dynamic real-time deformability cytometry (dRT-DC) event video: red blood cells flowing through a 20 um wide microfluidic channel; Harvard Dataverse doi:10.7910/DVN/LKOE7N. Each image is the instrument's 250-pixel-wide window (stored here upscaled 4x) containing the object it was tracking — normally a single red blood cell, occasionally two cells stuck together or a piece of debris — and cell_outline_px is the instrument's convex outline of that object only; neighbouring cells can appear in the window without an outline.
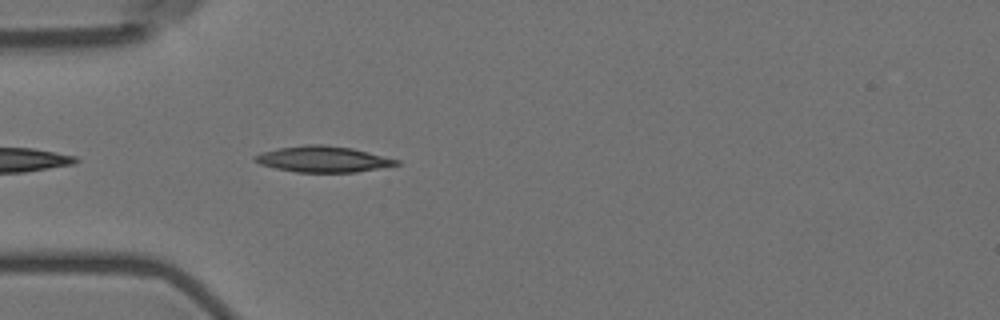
{"species": "Egyptian fruit bat (a non-hibernating species)", "species_latin": "Rousettus aegyptiacus", "temperature_condition": "room temperature", "stored_images_in_passage": 5, "camera_frame_rate_fps": 3000, "um_per_image_px": 0.085, "animal": {"sex": "female"}, "frame": {"image": 1, "passage_image": 5, "time_ms": 4.667, "image_size_px": [1000, 320], "cell_outline_px": [[400, 164], [356, 172], [296, 172], [276, 168], [260, 164], [252, 160], [252, 156], [260, 152], [280, 148], [304, 144], [324, 144], [352, 148], [400, 160]], "centroid_in_image_um": [27.41, 13.52], "position_along_channel_um": 57.6, "area_um2": 21.44}}